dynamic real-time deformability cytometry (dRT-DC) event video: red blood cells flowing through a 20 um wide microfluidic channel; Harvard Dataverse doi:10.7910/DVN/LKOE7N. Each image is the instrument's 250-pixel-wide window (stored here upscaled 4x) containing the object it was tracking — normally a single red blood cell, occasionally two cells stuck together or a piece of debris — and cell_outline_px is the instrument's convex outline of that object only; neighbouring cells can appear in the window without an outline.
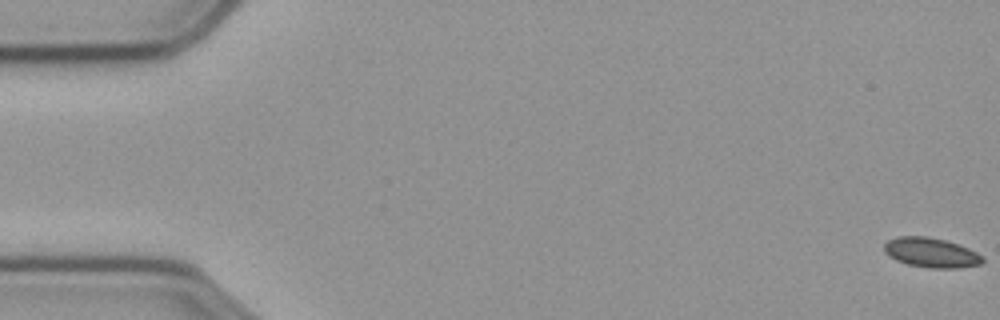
{"species": "common noctule bat (a hibernating species)", "species_latin": "Nyctalus noctula", "temperature_condition": "cold", "stored_images_in_passage": 58, "camera_frame_rate_fps": 3000, "um_per_image_px": 0.085, "animal": {"sex": "male", "body_mass_g": 23.1, "forearm_length_mm": 52.7}, "frame": {"image": 1, "passage_image": 1, "time_ms": 0.0, "image_size_px": [1000, 320], "cell_outline_px": [[984, 260], [980, 264], [956, 268], [932, 268], [908, 264], [896, 260], [884, 252], [884, 244], [888, 240], [896, 236], [928, 236], [944, 240], [968, 248], [984, 256]], "centroid_in_image_um": [79.13, 21.46], "position_along_channel_um": 5.9, "area_um2": 16.94}}
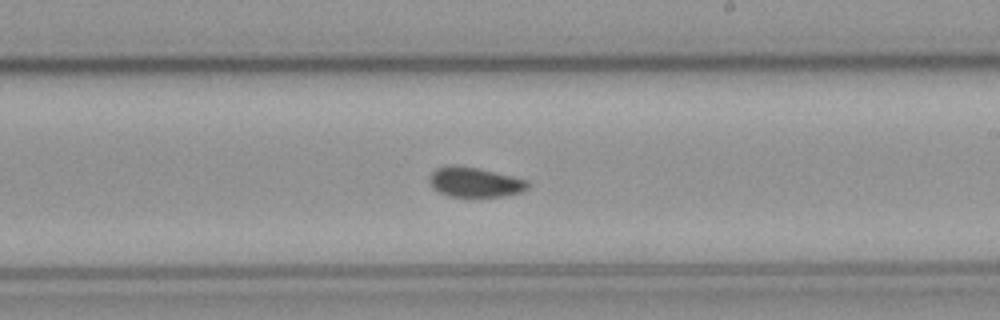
{"frame": {"image": 2, "passage_image": 34, "time_ms": 11.0, "image_size_px": [1000, 320], "cell_outline_px": [[528, 188], [520, 192], [504, 196], [448, 196], [432, 188], [428, 184], [428, 176], [436, 168], [476, 168], [512, 176], [528, 180]], "centroid_in_image_um": [40.36, 15.52], "position_along_channel_um": 248.6, "area_um2": 16.47}}
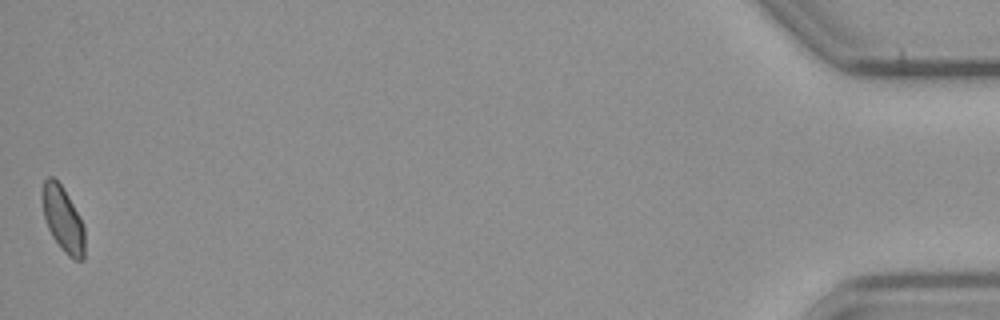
{"frame": {"image": 3, "passage_image": 58, "time_ms": 19.0, "image_size_px": [1000, 320], "cell_outline_px": [[84, 260], [76, 260], [68, 256], [60, 248], [52, 236], [48, 228], [44, 216], [40, 196], [44, 180], [48, 176], [52, 176], [60, 184], [68, 196], [80, 216], [84, 228]], "centroid_in_image_um": [5.33, 18.63], "position_along_channel_um": 429.9, "area_um2": 16.24}}